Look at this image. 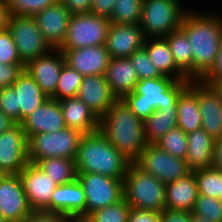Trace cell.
I'll return each instance as SVG.
<instances>
[{"label": "cell", "mask_w": 222, "mask_h": 222, "mask_svg": "<svg viewBox=\"0 0 222 222\" xmlns=\"http://www.w3.org/2000/svg\"><path fill=\"white\" fill-rule=\"evenodd\" d=\"M190 40L193 80H201L212 68L222 41V17L217 13L188 11L180 27Z\"/></svg>", "instance_id": "cell-1"}, {"label": "cell", "mask_w": 222, "mask_h": 222, "mask_svg": "<svg viewBox=\"0 0 222 222\" xmlns=\"http://www.w3.org/2000/svg\"><path fill=\"white\" fill-rule=\"evenodd\" d=\"M100 131L131 163L148 144L144 121L139 119L123 99H117L100 118Z\"/></svg>", "instance_id": "cell-2"}, {"label": "cell", "mask_w": 222, "mask_h": 222, "mask_svg": "<svg viewBox=\"0 0 222 222\" xmlns=\"http://www.w3.org/2000/svg\"><path fill=\"white\" fill-rule=\"evenodd\" d=\"M130 163L100 130L83 135L75 158L77 173H99L111 178H124Z\"/></svg>", "instance_id": "cell-3"}, {"label": "cell", "mask_w": 222, "mask_h": 222, "mask_svg": "<svg viewBox=\"0 0 222 222\" xmlns=\"http://www.w3.org/2000/svg\"><path fill=\"white\" fill-rule=\"evenodd\" d=\"M190 80L176 81L168 76L139 80L132 93L123 100L143 121L156 109L177 107L180 92Z\"/></svg>", "instance_id": "cell-4"}, {"label": "cell", "mask_w": 222, "mask_h": 222, "mask_svg": "<svg viewBox=\"0 0 222 222\" xmlns=\"http://www.w3.org/2000/svg\"><path fill=\"white\" fill-rule=\"evenodd\" d=\"M166 184L130 163L123 178V198L132 209L161 213L165 209Z\"/></svg>", "instance_id": "cell-5"}, {"label": "cell", "mask_w": 222, "mask_h": 222, "mask_svg": "<svg viewBox=\"0 0 222 222\" xmlns=\"http://www.w3.org/2000/svg\"><path fill=\"white\" fill-rule=\"evenodd\" d=\"M180 0H143L140 28L145 38L166 37L181 27L186 9Z\"/></svg>", "instance_id": "cell-6"}, {"label": "cell", "mask_w": 222, "mask_h": 222, "mask_svg": "<svg viewBox=\"0 0 222 222\" xmlns=\"http://www.w3.org/2000/svg\"><path fill=\"white\" fill-rule=\"evenodd\" d=\"M83 135L67 127L57 132L32 135L28 139L29 162L36 164L52 157L75 159Z\"/></svg>", "instance_id": "cell-7"}, {"label": "cell", "mask_w": 222, "mask_h": 222, "mask_svg": "<svg viewBox=\"0 0 222 222\" xmlns=\"http://www.w3.org/2000/svg\"><path fill=\"white\" fill-rule=\"evenodd\" d=\"M110 20L92 13L71 14L66 38L59 49H78L102 46L110 27Z\"/></svg>", "instance_id": "cell-8"}, {"label": "cell", "mask_w": 222, "mask_h": 222, "mask_svg": "<svg viewBox=\"0 0 222 222\" xmlns=\"http://www.w3.org/2000/svg\"><path fill=\"white\" fill-rule=\"evenodd\" d=\"M77 180L84 189L85 217L123 199V178H111L99 173H77Z\"/></svg>", "instance_id": "cell-9"}, {"label": "cell", "mask_w": 222, "mask_h": 222, "mask_svg": "<svg viewBox=\"0 0 222 222\" xmlns=\"http://www.w3.org/2000/svg\"><path fill=\"white\" fill-rule=\"evenodd\" d=\"M7 28L12 34L18 55L24 64L51 50L34 16L9 15Z\"/></svg>", "instance_id": "cell-10"}, {"label": "cell", "mask_w": 222, "mask_h": 222, "mask_svg": "<svg viewBox=\"0 0 222 222\" xmlns=\"http://www.w3.org/2000/svg\"><path fill=\"white\" fill-rule=\"evenodd\" d=\"M134 163L165 184L191 172L185 159L172 156L156 144H147Z\"/></svg>", "instance_id": "cell-11"}, {"label": "cell", "mask_w": 222, "mask_h": 222, "mask_svg": "<svg viewBox=\"0 0 222 222\" xmlns=\"http://www.w3.org/2000/svg\"><path fill=\"white\" fill-rule=\"evenodd\" d=\"M188 86L198 96L202 129L216 140L222 137V90L201 80H191Z\"/></svg>", "instance_id": "cell-12"}, {"label": "cell", "mask_w": 222, "mask_h": 222, "mask_svg": "<svg viewBox=\"0 0 222 222\" xmlns=\"http://www.w3.org/2000/svg\"><path fill=\"white\" fill-rule=\"evenodd\" d=\"M29 163L28 139L21 124L0 133V175L19 174Z\"/></svg>", "instance_id": "cell-13"}, {"label": "cell", "mask_w": 222, "mask_h": 222, "mask_svg": "<svg viewBox=\"0 0 222 222\" xmlns=\"http://www.w3.org/2000/svg\"><path fill=\"white\" fill-rule=\"evenodd\" d=\"M31 212L19 174L0 175V214L6 222H24Z\"/></svg>", "instance_id": "cell-14"}, {"label": "cell", "mask_w": 222, "mask_h": 222, "mask_svg": "<svg viewBox=\"0 0 222 222\" xmlns=\"http://www.w3.org/2000/svg\"><path fill=\"white\" fill-rule=\"evenodd\" d=\"M65 57L60 49H51L47 54L30 60L24 70L35 80L41 90L51 98L56 93Z\"/></svg>", "instance_id": "cell-15"}, {"label": "cell", "mask_w": 222, "mask_h": 222, "mask_svg": "<svg viewBox=\"0 0 222 222\" xmlns=\"http://www.w3.org/2000/svg\"><path fill=\"white\" fill-rule=\"evenodd\" d=\"M23 190L32 210H45L58 186L36 164L28 163L19 173Z\"/></svg>", "instance_id": "cell-16"}, {"label": "cell", "mask_w": 222, "mask_h": 222, "mask_svg": "<svg viewBox=\"0 0 222 222\" xmlns=\"http://www.w3.org/2000/svg\"><path fill=\"white\" fill-rule=\"evenodd\" d=\"M71 13L58 0L34 16L44 40L51 49H59L66 38Z\"/></svg>", "instance_id": "cell-17"}, {"label": "cell", "mask_w": 222, "mask_h": 222, "mask_svg": "<svg viewBox=\"0 0 222 222\" xmlns=\"http://www.w3.org/2000/svg\"><path fill=\"white\" fill-rule=\"evenodd\" d=\"M145 39L139 24L111 23L105 46L110 58H129L144 46Z\"/></svg>", "instance_id": "cell-18"}, {"label": "cell", "mask_w": 222, "mask_h": 222, "mask_svg": "<svg viewBox=\"0 0 222 222\" xmlns=\"http://www.w3.org/2000/svg\"><path fill=\"white\" fill-rule=\"evenodd\" d=\"M27 139L32 135L51 133L66 128L59 100L48 98L21 123Z\"/></svg>", "instance_id": "cell-19"}, {"label": "cell", "mask_w": 222, "mask_h": 222, "mask_svg": "<svg viewBox=\"0 0 222 222\" xmlns=\"http://www.w3.org/2000/svg\"><path fill=\"white\" fill-rule=\"evenodd\" d=\"M60 50L63 52L66 64L83 76L105 75L110 61L105 45Z\"/></svg>", "instance_id": "cell-20"}, {"label": "cell", "mask_w": 222, "mask_h": 222, "mask_svg": "<svg viewBox=\"0 0 222 222\" xmlns=\"http://www.w3.org/2000/svg\"><path fill=\"white\" fill-rule=\"evenodd\" d=\"M76 96L99 118H101L117 100L106 81L105 75L84 76Z\"/></svg>", "instance_id": "cell-21"}, {"label": "cell", "mask_w": 222, "mask_h": 222, "mask_svg": "<svg viewBox=\"0 0 222 222\" xmlns=\"http://www.w3.org/2000/svg\"><path fill=\"white\" fill-rule=\"evenodd\" d=\"M86 199L84 189L77 178L67 184L58 185L51 196L46 211L60 212L65 216L85 217Z\"/></svg>", "instance_id": "cell-22"}, {"label": "cell", "mask_w": 222, "mask_h": 222, "mask_svg": "<svg viewBox=\"0 0 222 222\" xmlns=\"http://www.w3.org/2000/svg\"><path fill=\"white\" fill-rule=\"evenodd\" d=\"M67 128L83 134L100 130V118L77 96L59 100Z\"/></svg>", "instance_id": "cell-23"}, {"label": "cell", "mask_w": 222, "mask_h": 222, "mask_svg": "<svg viewBox=\"0 0 222 222\" xmlns=\"http://www.w3.org/2000/svg\"><path fill=\"white\" fill-rule=\"evenodd\" d=\"M198 183L194 172L166 184L165 208L192 212L198 197Z\"/></svg>", "instance_id": "cell-24"}, {"label": "cell", "mask_w": 222, "mask_h": 222, "mask_svg": "<svg viewBox=\"0 0 222 222\" xmlns=\"http://www.w3.org/2000/svg\"><path fill=\"white\" fill-rule=\"evenodd\" d=\"M105 77L117 99H123L132 93L139 81L129 58H110Z\"/></svg>", "instance_id": "cell-25"}, {"label": "cell", "mask_w": 222, "mask_h": 222, "mask_svg": "<svg viewBox=\"0 0 222 222\" xmlns=\"http://www.w3.org/2000/svg\"><path fill=\"white\" fill-rule=\"evenodd\" d=\"M12 87L16 92L17 108H20V123L49 98L25 70Z\"/></svg>", "instance_id": "cell-26"}, {"label": "cell", "mask_w": 222, "mask_h": 222, "mask_svg": "<svg viewBox=\"0 0 222 222\" xmlns=\"http://www.w3.org/2000/svg\"><path fill=\"white\" fill-rule=\"evenodd\" d=\"M215 140L202 128L187 134V166L190 171L211 168Z\"/></svg>", "instance_id": "cell-27"}, {"label": "cell", "mask_w": 222, "mask_h": 222, "mask_svg": "<svg viewBox=\"0 0 222 222\" xmlns=\"http://www.w3.org/2000/svg\"><path fill=\"white\" fill-rule=\"evenodd\" d=\"M144 47L149 59L156 66L162 76H168L176 81L189 80L177 67L165 37L146 38Z\"/></svg>", "instance_id": "cell-28"}, {"label": "cell", "mask_w": 222, "mask_h": 222, "mask_svg": "<svg viewBox=\"0 0 222 222\" xmlns=\"http://www.w3.org/2000/svg\"><path fill=\"white\" fill-rule=\"evenodd\" d=\"M177 127L186 134L202 127L198 96L188 85L177 100Z\"/></svg>", "instance_id": "cell-29"}, {"label": "cell", "mask_w": 222, "mask_h": 222, "mask_svg": "<svg viewBox=\"0 0 222 222\" xmlns=\"http://www.w3.org/2000/svg\"><path fill=\"white\" fill-rule=\"evenodd\" d=\"M175 127H177V107L156 109L144 120L145 139L148 144H155Z\"/></svg>", "instance_id": "cell-30"}, {"label": "cell", "mask_w": 222, "mask_h": 222, "mask_svg": "<svg viewBox=\"0 0 222 222\" xmlns=\"http://www.w3.org/2000/svg\"><path fill=\"white\" fill-rule=\"evenodd\" d=\"M174 62L191 81L193 80V50L185 32L179 28L166 37Z\"/></svg>", "instance_id": "cell-31"}, {"label": "cell", "mask_w": 222, "mask_h": 222, "mask_svg": "<svg viewBox=\"0 0 222 222\" xmlns=\"http://www.w3.org/2000/svg\"><path fill=\"white\" fill-rule=\"evenodd\" d=\"M36 165L57 184H67L77 178L75 159L52 157L39 160Z\"/></svg>", "instance_id": "cell-32"}, {"label": "cell", "mask_w": 222, "mask_h": 222, "mask_svg": "<svg viewBox=\"0 0 222 222\" xmlns=\"http://www.w3.org/2000/svg\"><path fill=\"white\" fill-rule=\"evenodd\" d=\"M143 0H116L109 17L115 24H140Z\"/></svg>", "instance_id": "cell-33"}, {"label": "cell", "mask_w": 222, "mask_h": 222, "mask_svg": "<svg viewBox=\"0 0 222 222\" xmlns=\"http://www.w3.org/2000/svg\"><path fill=\"white\" fill-rule=\"evenodd\" d=\"M83 77L77 70L65 63L58 80L56 93L51 98L61 100L68 97H75Z\"/></svg>", "instance_id": "cell-34"}, {"label": "cell", "mask_w": 222, "mask_h": 222, "mask_svg": "<svg viewBox=\"0 0 222 222\" xmlns=\"http://www.w3.org/2000/svg\"><path fill=\"white\" fill-rule=\"evenodd\" d=\"M155 144L174 157L186 158L188 151L187 134L179 127L169 130Z\"/></svg>", "instance_id": "cell-35"}, {"label": "cell", "mask_w": 222, "mask_h": 222, "mask_svg": "<svg viewBox=\"0 0 222 222\" xmlns=\"http://www.w3.org/2000/svg\"><path fill=\"white\" fill-rule=\"evenodd\" d=\"M198 183V193L219 199L221 193V171L208 168L193 171Z\"/></svg>", "instance_id": "cell-36"}, {"label": "cell", "mask_w": 222, "mask_h": 222, "mask_svg": "<svg viewBox=\"0 0 222 222\" xmlns=\"http://www.w3.org/2000/svg\"><path fill=\"white\" fill-rule=\"evenodd\" d=\"M131 209L123 198L116 204L92 212L87 218L91 222H127Z\"/></svg>", "instance_id": "cell-37"}, {"label": "cell", "mask_w": 222, "mask_h": 222, "mask_svg": "<svg viewBox=\"0 0 222 222\" xmlns=\"http://www.w3.org/2000/svg\"><path fill=\"white\" fill-rule=\"evenodd\" d=\"M192 213L210 222H222V201L199 194Z\"/></svg>", "instance_id": "cell-38"}, {"label": "cell", "mask_w": 222, "mask_h": 222, "mask_svg": "<svg viewBox=\"0 0 222 222\" xmlns=\"http://www.w3.org/2000/svg\"><path fill=\"white\" fill-rule=\"evenodd\" d=\"M58 0H6L9 15L35 16Z\"/></svg>", "instance_id": "cell-39"}, {"label": "cell", "mask_w": 222, "mask_h": 222, "mask_svg": "<svg viewBox=\"0 0 222 222\" xmlns=\"http://www.w3.org/2000/svg\"><path fill=\"white\" fill-rule=\"evenodd\" d=\"M129 59L136 70L139 80L160 78L162 76L149 59L147 50L144 46L134 51Z\"/></svg>", "instance_id": "cell-40"}, {"label": "cell", "mask_w": 222, "mask_h": 222, "mask_svg": "<svg viewBox=\"0 0 222 222\" xmlns=\"http://www.w3.org/2000/svg\"><path fill=\"white\" fill-rule=\"evenodd\" d=\"M0 63L24 64L18 55L12 34L8 28L0 31Z\"/></svg>", "instance_id": "cell-41"}, {"label": "cell", "mask_w": 222, "mask_h": 222, "mask_svg": "<svg viewBox=\"0 0 222 222\" xmlns=\"http://www.w3.org/2000/svg\"><path fill=\"white\" fill-rule=\"evenodd\" d=\"M0 111L15 123L20 124V108H17L16 92L12 86L1 88Z\"/></svg>", "instance_id": "cell-42"}, {"label": "cell", "mask_w": 222, "mask_h": 222, "mask_svg": "<svg viewBox=\"0 0 222 222\" xmlns=\"http://www.w3.org/2000/svg\"><path fill=\"white\" fill-rule=\"evenodd\" d=\"M25 64L0 63V89L12 86L23 72Z\"/></svg>", "instance_id": "cell-43"}, {"label": "cell", "mask_w": 222, "mask_h": 222, "mask_svg": "<svg viewBox=\"0 0 222 222\" xmlns=\"http://www.w3.org/2000/svg\"><path fill=\"white\" fill-rule=\"evenodd\" d=\"M67 216L60 212L32 210L24 222H66Z\"/></svg>", "instance_id": "cell-44"}, {"label": "cell", "mask_w": 222, "mask_h": 222, "mask_svg": "<svg viewBox=\"0 0 222 222\" xmlns=\"http://www.w3.org/2000/svg\"><path fill=\"white\" fill-rule=\"evenodd\" d=\"M201 81L209 85H218L222 81V41L212 68Z\"/></svg>", "instance_id": "cell-45"}, {"label": "cell", "mask_w": 222, "mask_h": 222, "mask_svg": "<svg viewBox=\"0 0 222 222\" xmlns=\"http://www.w3.org/2000/svg\"><path fill=\"white\" fill-rule=\"evenodd\" d=\"M127 222H161V213L131 209Z\"/></svg>", "instance_id": "cell-46"}, {"label": "cell", "mask_w": 222, "mask_h": 222, "mask_svg": "<svg viewBox=\"0 0 222 222\" xmlns=\"http://www.w3.org/2000/svg\"><path fill=\"white\" fill-rule=\"evenodd\" d=\"M71 14L90 13L93 0H59Z\"/></svg>", "instance_id": "cell-47"}, {"label": "cell", "mask_w": 222, "mask_h": 222, "mask_svg": "<svg viewBox=\"0 0 222 222\" xmlns=\"http://www.w3.org/2000/svg\"><path fill=\"white\" fill-rule=\"evenodd\" d=\"M115 1L116 0H93L90 13L109 18L114 9Z\"/></svg>", "instance_id": "cell-48"}, {"label": "cell", "mask_w": 222, "mask_h": 222, "mask_svg": "<svg viewBox=\"0 0 222 222\" xmlns=\"http://www.w3.org/2000/svg\"><path fill=\"white\" fill-rule=\"evenodd\" d=\"M191 212L164 209L161 212V222H190Z\"/></svg>", "instance_id": "cell-49"}, {"label": "cell", "mask_w": 222, "mask_h": 222, "mask_svg": "<svg viewBox=\"0 0 222 222\" xmlns=\"http://www.w3.org/2000/svg\"><path fill=\"white\" fill-rule=\"evenodd\" d=\"M211 168L222 171V137L214 142Z\"/></svg>", "instance_id": "cell-50"}, {"label": "cell", "mask_w": 222, "mask_h": 222, "mask_svg": "<svg viewBox=\"0 0 222 222\" xmlns=\"http://www.w3.org/2000/svg\"><path fill=\"white\" fill-rule=\"evenodd\" d=\"M9 13L7 10L6 0H0V31L7 28Z\"/></svg>", "instance_id": "cell-51"}, {"label": "cell", "mask_w": 222, "mask_h": 222, "mask_svg": "<svg viewBox=\"0 0 222 222\" xmlns=\"http://www.w3.org/2000/svg\"><path fill=\"white\" fill-rule=\"evenodd\" d=\"M15 122L6 116L2 111H0V133L11 128Z\"/></svg>", "instance_id": "cell-52"}, {"label": "cell", "mask_w": 222, "mask_h": 222, "mask_svg": "<svg viewBox=\"0 0 222 222\" xmlns=\"http://www.w3.org/2000/svg\"><path fill=\"white\" fill-rule=\"evenodd\" d=\"M66 222H91L87 217L83 216H67Z\"/></svg>", "instance_id": "cell-53"}, {"label": "cell", "mask_w": 222, "mask_h": 222, "mask_svg": "<svg viewBox=\"0 0 222 222\" xmlns=\"http://www.w3.org/2000/svg\"><path fill=\"white\" fill-rule=\"evenodd\" d=\"M190 222H210L208 221L207 219L201 217V216H198L196 214H193L191 212V215H190Z\"/></svg>", "instance_id": "cell-54"}, {"label": "cell", "mask_w": 222, "mask_h": 222, "mask_svg": "<svg viewBox=\"0 0 222 222\" xmlns=\"http://www.w3.org/2000/svg\"><path fill=\"white\" fill-rule=\"evenodd\" d=\"M219 200L222 201V171H221V193L219 194Z\"/></svg>", "instance_id": "cell-55"}, {"label": "cell", "mask_w": 222, "mask_h": 222, "mask_svg": "<svg viewBox=\"0 0 222 222\" xmlns=\"http://www.w3.org/2000/svg\"><path fill=\"white\" fill-rule=\"evenodd\" d=\"M0 222H6V220L3 218L1 214H0Z\"/></svg>", "instance_id": "cell-56"}, {"label": "cell", "mask_w": 222, "mask_h": 222, "mask_svg": "<svg viewBox=\"0 0 222 222\" xmlns=\"http://www.w3.org/2000/svg\"><path fill=\"white\" fill-rule=\"evenodd\" d=\"M217 86L222 90V81Z\"/></svg>", "instance_id": "cell-57"}]
</instances>
